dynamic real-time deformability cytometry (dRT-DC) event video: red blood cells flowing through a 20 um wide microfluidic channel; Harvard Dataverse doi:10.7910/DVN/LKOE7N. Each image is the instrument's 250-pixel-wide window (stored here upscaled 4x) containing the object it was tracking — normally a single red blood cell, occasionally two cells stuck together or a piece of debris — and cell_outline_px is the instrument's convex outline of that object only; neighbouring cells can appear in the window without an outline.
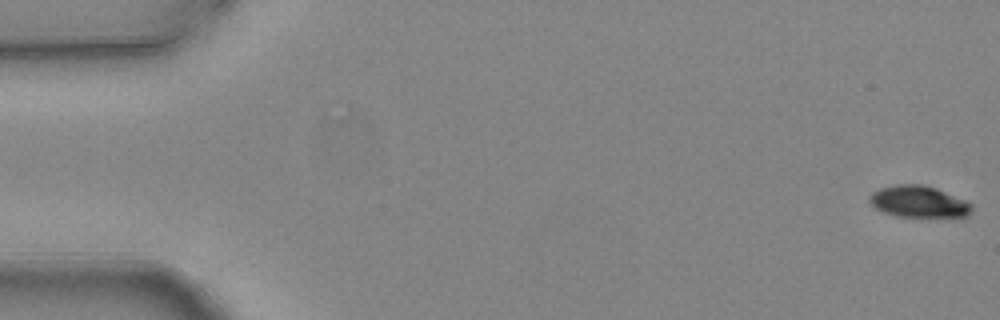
{"species": "common noctule bat (a hibernating species)", "species_latin": "Nyctalus noctula", "temperature_condition": "warm", "stored_images_in_passage": 5, "camera_frame_rate_fps": 3000, "um_per_image_px": 0.085, "animal": {"sex": "female", "body_mass_g": 24.6, "forearm_length_mm": 56.2}, "frame": {"image": 1, "passage_image": 1, "time_ms": 0.0, "image_size_px": [1000, 320], "cell_outline_px": [[972, 212], [968, 216], [896, 216], [884, 212], [876, 208], [868, 200], [868, 196], [872, 192], [880, 188], [896, 184], [924, 184], [936, 188], [964, 200], [972, 204]], "centroid_in_image_um": [78.06, 17.12], "position_along_channel_um": 6.9, "area_um2": 18.67}}
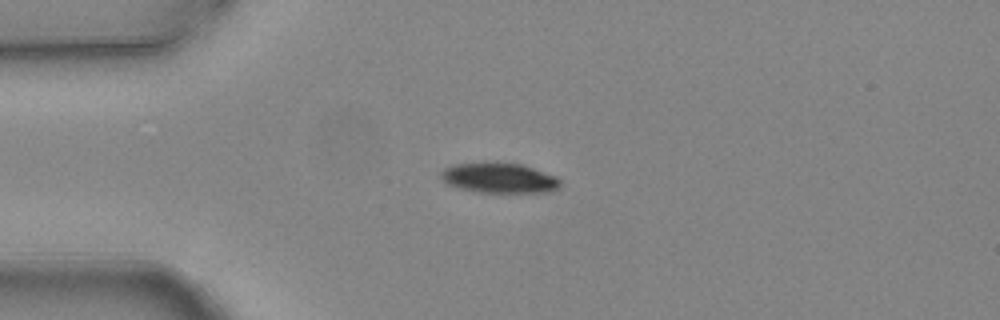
{"frame": {"image": 2, "passage_image": 4, "time_ms": 1.0, "image_size_px": [1000, 320], "cell_outline_px": [[560, 188], [552, 192], [480, 192], [460, 188], [448, 184], [440, 176], [440, 172], [444, 168], [452, 164], [496, 160], [520, 164], [556, 176], [560, 180]], "centroid_in_image_um": [42.42, 15.09], "position_along_channel_um": 42.6, "area_um2": 21.39}}